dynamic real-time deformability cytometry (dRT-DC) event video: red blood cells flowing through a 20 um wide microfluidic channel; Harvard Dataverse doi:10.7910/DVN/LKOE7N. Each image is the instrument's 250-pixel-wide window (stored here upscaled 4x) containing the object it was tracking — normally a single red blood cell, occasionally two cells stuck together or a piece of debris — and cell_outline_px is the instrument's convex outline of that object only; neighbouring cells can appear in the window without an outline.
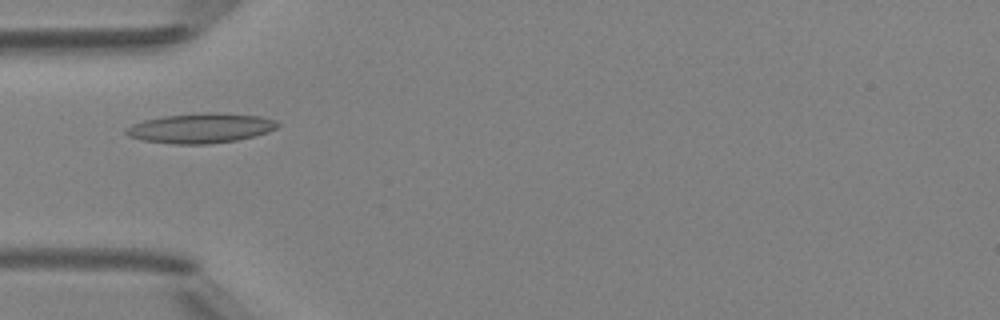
{"species": "Egyptian fruit bat (a non-hibernating species)", "species_latin": "Rousettus aegyptiacus", "temperature_condition": "room temperature", "stored_images_in_passage": 36, "camera_frame_rate_fps": 3000, "um_per_image_px": 0.085, "animal": {"sex": "female"}, "frame": {"image": 1, "passage_image": 3, "time_ms": 0.667, "image_size_px": [1000, 320], "cell_outline_px": [[280, 124], [276, 128], [268, 132], [236, 140], [208, 144], [172, 144], [144, 140], [128, 136], [124, 132], [132, 124], [144, 120], [164, 116], [212, 112], [216, 112], [260, 116], [276, 120]], "centroid_in_image_um": [17.07, 10.89], "position_along_channel_um": 67.9, "area_um2": 26.13}}
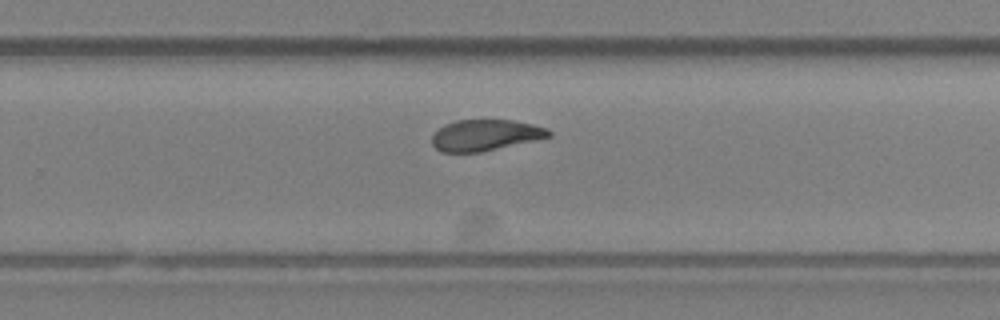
{"frame": {"image": 2, "passage_image": 19, "time_ms": 6.0, "image_size_px": [1000, 320], "cell_outline_px": [[552, 136], [480, 152], [440, 152], [432, 144], [432, 136], [444, 124], [456, 120], [512, 120], [532, 124], [548, 128], [552, 132]], "centroid_in_image_um": [41.25, 11.48], "position_along_channel_um": 288.6, "area_um2": 21.04}}
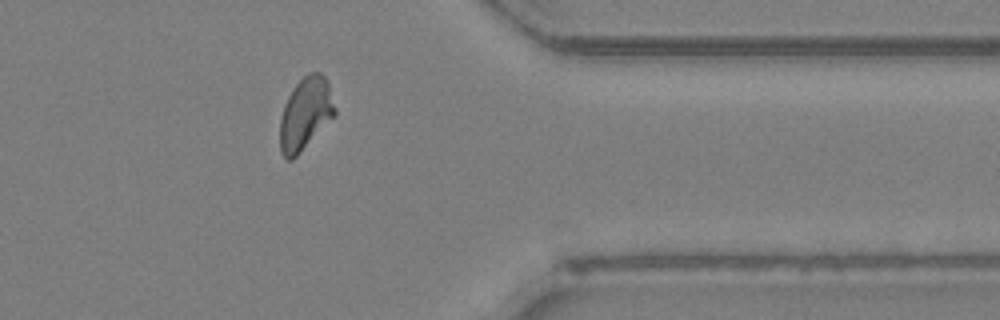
{"frame": {"image": 3, "passage_image": 27, "time_ms": 8.667, "image_size_px": [1000, 320], "cell_outline_px": [[336, 116], [292, 160], [284, 160], [280, 152], [280, 120], [284, 104], [292, 88], [304, 76], [312, 72], [320, 72], [328, 80], [336, 108]], "centroid_in_image_um": [25.97, 9.68], "position_along_channel_um": 385.4, "area_um2": 23.47}}